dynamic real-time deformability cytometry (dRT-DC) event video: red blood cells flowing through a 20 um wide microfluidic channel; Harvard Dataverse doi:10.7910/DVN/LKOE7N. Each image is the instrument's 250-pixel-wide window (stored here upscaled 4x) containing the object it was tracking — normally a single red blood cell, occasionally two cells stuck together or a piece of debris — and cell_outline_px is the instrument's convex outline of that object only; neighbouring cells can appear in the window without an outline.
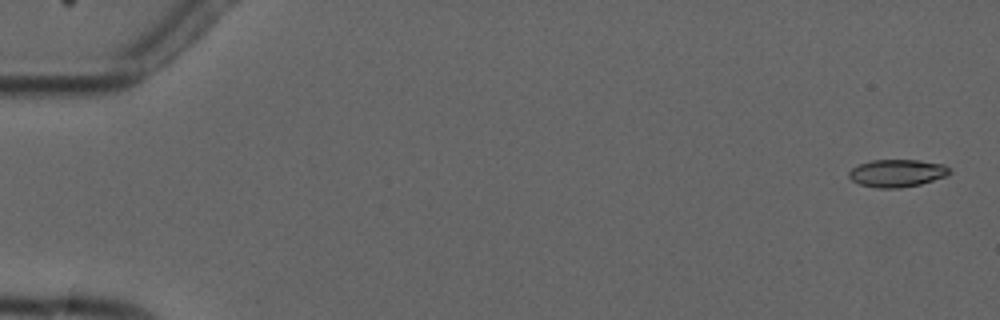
{"species": "common noctule bat (a hibernating species)", "species_latin": "Nyctalus noctula", "temperature_condition": "cold", "stored_images_in_passage": 6, "camera_frame_rate_fps": 3000, "um_per_image_px": 0.085, "animal": {"sex": "male", "forearm_length_mm": 52.5}, "frame": {"image": 1, "passage_image": 1, "time_ms": 0.0, "image_size_px": [1000, 320], "cell_outline_px": [[952, 172], [948, 176], [920, 184], [900, 188], [876, 188], [860, 184], [852, 180], [848, 176], [848, 172], [852, 168], [860, 164], [872, 160], [920, 160], [944, 164], [952, 168]], "centroid_in_image_um": [76.3, 14.71], "position_along_channel_um": 8.7, "area_um2": 16.36}}
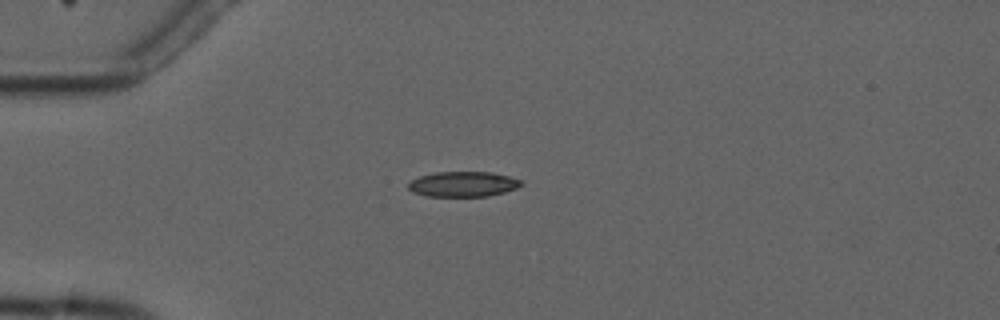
{"frame": {"image": 2, "passage_image": 4, "time_ms": 4.333, "image_size_px": [1000, 320], "cell_outline_px": [[524, 184], [516, 188], [504, 192], [488, 196], [428, 196], [412, 192], [408, 188], [408, 180], [420, 176], [436, 172], [492, 172], [508, 176], [520, 180]], "centroid_in_image_um": [39.33, 15.65], "position_along_channel_um": 45.7, "area_um2": 16.59}}
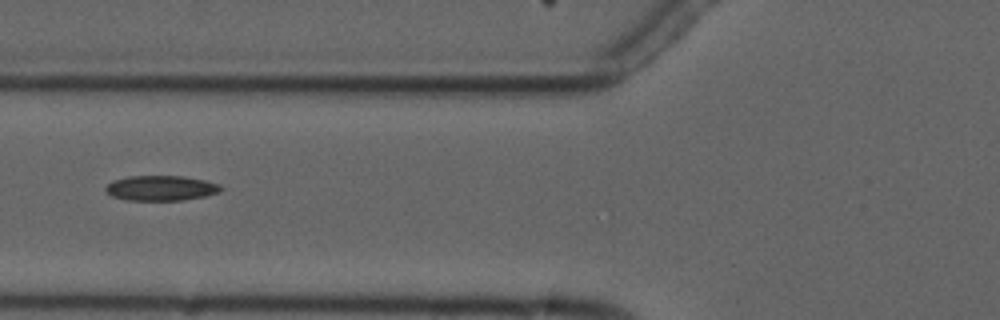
{"frame": {"image": 3, "passage_image": 6, "time_ms": 6.667, "image_size_px": [1000, 320], "cell_outline_px": [[224, 188], [220, 192], [204, 196], [180, 200], [128, 200], [112, 196], [104, 188], [112, 180], [128, 176], [184, 176], [204, 180], [220, 184]], "centroid_in_image_um": [13.7, 15.98], "position_along_channel_um": 112.1, "area_um2": 16.82}}